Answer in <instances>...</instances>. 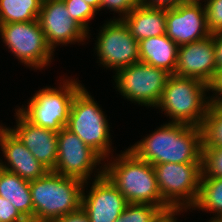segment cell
Returning <instances> with one entry per match:
<instances>
[{
  "instance_id": "83f0119b",
  "label": "cell",
  "mask_w": 222,
  "mask_h": 222,
  "mask_svg": "<svg viewBox=\"0 0 222 222\" xmlns=\"http://www.w3.org/2000/svg\"><path fill=\"white\" fill-rule=\"evenodd\" d=\"M141 3V0H101L100 10L106 8L107 10L114 11V13H118V16L113 19H123L129 13L133 11L135 7H137Z\"/></svg>"
},
{
  "instance_id": "7a4b0ae2",
  "label": "cell",
  "mask_w": 222,
  "mask_h": 222,
  "mask_svg": "<svg viewBox=\"0 0 222 222\" xmlns=\"http://www.w3.org/2000/svg\"><path fill=\"white\" fill-rule=\"evenodd\" d=\"M109 159L107 164L104 163V174L127 203H147L161 208L168 206L161 197L155 169L150 163L138 158L128 148L108 162Z\"/></svg>"
},
{
  "instance_id": "f1b7e54d",
  "label": "cell",
  "mask_w": 222,
  "mask_h": 222,
  "mask_svg": "<svg viewBox=\"0 0 222 222\" xmlns=\"http://www.w3.org/2000/svg\"><path fill=\"white\" fill-rule=\"evenodd\" d=\"M0 222H28L9 200L0 196Z\"/></svg>"
},
{
  "instance_id": "4dcf8cb0",
  "label": "cell",
  "mask_w": 222,
  "mask_h": 222,
  "mask_svg": "<svg viewBox=\"0 0 222 222\" xmlns=\"http://www.w3.org/2000/svg\"><path fill=\"white\" fill-rule=\"evenodd\" d=\"M209 91L213 93V95L210 96V103L221 105L222 104V69L217 71L214 80L209 85Z\"/></svg>"
},
{
  "instance_id": "cb8c5ba5",
  "label": "cell",
  "mask_w": 222,
  "mask_h": 222,
  "mask_svg": "<svg viewBox=\"0 0 222 222\" xmlns=\"http://www.w3.org/2000/svg\"><path fill=\"white\" fill-rule=\"evenodd\" d=\"M160 209V206L147 203H127L114 222H153Z\"/></svg>"
},
{
  "instance_id": "52a82bcc",
  "label": "cell",
  "mask_w": 222,
  "mask_h": 222,
  "mask_svg": "<svg viewBox=\"0 0 222 222\" xmlns=\"http://www.w3.org/2000/svg\"><path fill=\"white\" fill-rule=\"evenodd\" d=\"M0 36L13 56L31 69L43 70L54 58L38 19L0 24Z\"/></svg>"
},
{
  "instance_id": "7c38bea8",
  "label": "cell",
  "mask_w": 222,
  "mask_h": 222,
  "mask_svg": "<svg viewBox=\"0 0 222 222\" xmlns=\"http://www.w3.org/2000/svg\"><path fill=\"white\" fill-rule=\"evenodd\" d=\"M38 21L53 51L60 44L81 43L90 38V33L70 17L63 0H43Z\"/></svg>"
},
{
  "instance_id": "d6a6232c",
  "label": "cell",
  "mask_w": 222,
  "mask_h": 222,
  "mask_svg": "<svg viewBox=\"0 0 222 222\" xmlns=\"http://www.w3.org/2000/svg\"><path fill=\"white\" fill-rule=\"evenodd\" d=\"M53 222H90V220L82 207H80L74 212L55 219Z\"/></svg>"
},
{
  "instance_id": "8fae6325",
  "label": "cell",
  "mask_w": 222,
  "mask_h": 222,
  "mask_svg": "<svg viewBox=\"0 0 222 222\" xmlns=\"http://www.w3.org/2000/svg\"><path fill=\"white\" fill-rule=\"evenodd\" d=\"M57 142L58 151L54 172L78 178L84 182L91 179L93 172L95 179L104 174V160L66 127L58 132ZM98 165L100 169L96 168Z\"/></svg>"
},
{
  "instance_id": "d590c367",
  "label": "cell",
  "mask_w": 222,
  "mask_h": 222,
  "mask_svg": "<svg viewBox=\"0 0 222 222\" xmlns=\"http://www.w3.org/2000/svg\"><path fill=\"white\" fill-rule=\"evenodd\" d=\"M189 1H191V2H200L201 1V3H203L202 0H189ZM204 1H206V0H204Z\"/></svg>"
},
{
  "instance_id": "3957f363",
  "label": "cell",
  "mask_w": 222,
  "mask_h": 222,
  "mask_svg": "<svg viewBox=\"0 0 222 222\" xmlns=\"http://www.w3.org/2000/svg\"><path fill=\"white\" fill-rule=\"evenodd\" d=\"M84 183L54 171L30 181L34 222H53L79 209Z\"/></svg>"
},
{
  "instance_id": "4fadbf2b",
  "label": "cell",
  "mask_w": 222,
  "mask_h": 222,
  "mask_svg": "<svg viewBox=\"0 0 222 222\" xmlns=\"http://www.w3.org/2000/svg\"><path fill=\"white\" fill-rule=\"evenodd\" d=\"M166 35L178 46L212 35L208 29L204 4L187 1L177 7L166 8Z\"/></svg>"
},
{
  "instance_id": "4316f807",
  "label": "cell",
  "mask_w": 222,
  "mask_h": 222,
  "mask_svg": "<svg viewBox=\"0 0 222 222\" xmlns=\"http://www.w3.org/2000/svg\"><path fill=\"white\" fill-rule=\"evenodd\" d=\"M207 16V25L211 34L222 31V0L203 1Z\"/></svg>"
},
{
  "instance_id": "9a60e30c",
  "label": "cell",
  "mask_w": 222,
  "mask_h": 222,
  "mask_svg": "<svg viewBox=\"0 0 222 222\" xmlns=\"http://www.w3.org/2000/svg\"><path fill=\"white\" fill-rule=\"evenodd\" d=\"M217 73L213 35L178 47L175 74L210 85Z\"/></svg>"
},
{
  "instance_id": "2e32d148",
  "label": "cell",
  "mask_w": 222,
  "mask_h": 222,
  "mask_svg": "<svg viewBox=\"0 0 222 222\" xmlns=\"http://www.w3.org/2000/svg\"><path fill=\"white\" fill-rule=\"evenodd\" d=\"M15 110L16 128H8L43 166L53 171L57 161L58 132L32 124L17 109Z\"/></svg>"
},
{
  "instance_id": "d6986e66",
  "label": "cell",
  "mask_w": 222,
  "mask_h": 222,
  "mask_svg": "<svg viewBox=\"0 0 222 222\" xmlns=\"http://www.w3.org/2000/svg\"><path fill=\"white\" fill-rule=\"evenodd\" d=\"M178 45L166 34L139 41L140 62L175 74Z\"/></svg>"
},
{
  "instance_id": "ba28073f",
  "label": "cell",
  "mask_w": 222,
  "mask_h": 222,
  "mask_svg": "<svg viewBox=\"0 0 222 222\" xmlns=\"http://www.w3.org/2000/svg\"><path fill=\"white\" fill-rule=\"evenodd\" d=\"M170 73L143 62L116 71V91L125 99L144 107L158 104Z\"/></svg>"
},
{
  "instance_id": "9c48e42d",
  "label": "cell",
  "mask_w": 222,
  "mask_h": 222,
  "mask_svg": "<svg viewBox=\"0 0 222 222\" xmlns=\"http://www.w3.org/2000/svg\"><path fill=\"white\" fill-rule=\"evenodd\" d=\"M163 201L168 206L193 207L199 194L202 163L153 165Z\"/></svg>"
},
{
  "instance_id": "8d00e7d4",
  "label": "cell",
  "mask_w": 222,
  "mask_h": 222,
  "mask_svg": "<svg viewBox=\"0 0 222 222\" xmlns=\"http://www.w3.org/2000/svg\"><path fill=\"white\" fill-rule=\"evenodd\" d=\"M209 222H222V221H218V220H209Z\"/></svg>"
},
{
  "instance_id": "ffe728a7",
  "label": "cell",
  "mask_w": 222,
  "mask_h": 222,
  "mask_svg": "<svg viewBox=\"0 0 222 222\" xmlns=\"http://www.w3.org/2000/svg\"><path fill=\"white\" fill-rule=\"evenodd\" d=\"M0 196L9 200L28 222H34L30 181L0 168Z\"/></svg>"
},
{
  "instance_id": "ac0fdd59",
  "label": "cell",
  "mask_w": 222,
  "mask_h": 222,
  "mask_svg": "<svg viewBox=\"0 0 222 222\" xmlns=\"http://www.w3.org/2000/svg\"><path fill=\"white\" fill-rule=\"evenodd\" d=\"M122 20L138 42L166 34V8L148 7L140 3Z\"/></svg>"
},
{
  "instance_id": "5b68a950",
  "label": "cell",
  "mask_w": 222,
  "mask_h": 222,
  "mask_svg": "<svg viewBox=\"0 0 222 222\" xmlns=\"http://www.w3.org/2000/svg\"><path fill=\"white\" fill-rule=\"evenodd\" d=\"M96 102L83 86L74 96L66 128L105 161L112 153V136L107 115Z\"/></svg>"
},
{
  "instance_id": "836d02e7",
  "label": "cell",
  "mask_w": 222,
  "mask_h": 222,
  "mask_svg": "<svg viewBox=\"0 0 222 222\" xmlns=\"http://www.w3.org/2000/svg\"><path fill=\"white\" fill-rule=\"evenodd\" d=\"M212 35L215 46V63L218 71L222 69V31Z\"/></svg>"
},
{
  "instance_id": "6da1fadb",
  "label": "cell",
  "mask_w": 222,
  "mask_h": 222,
  "mask_svg": "<svg viewBox=\"0 0 222 222\" xmlns=\"http://www.w3.org/2000/svg\"><path fill=\"white\" fill-rule=\"evenodd\" d=\"M129 147L152 166L161 163H202L203 127L166 122Z\"/></svg>"
},
{
  "instance_id": "277c9868",
  "label": "cell",
  "mask_w": 222,
  "mask_h": 222,
  "mask_svg": "<svg viewBox=\"0 0 222 222\" xmlns=\"http://www.w3.org/2000/svg\"><path fill=\"white\" fill-rule=\"evenodd\" d=\"M209 85L190 77L170 74L155 108L169 116V122L203 127L210 106Z\"/></svg>"
},
{
  "instance_id": "e575fe53",
  "label": "cell",
  "mask_w": 222,
  "mask_h": 222,
  "mask_svg": "<svg viewBox=\"0 0 222 222\" xmlns=\"http://www.w3.org/2000/svg\"><path fill=\"white\" fill-rule=\"evenodd\" d=\"M87 4H90L94 7L98 12L100 10L101 0H84Z\"/></svg>"
},
{
  "instance_id": "d4e9b609",
  "label": "cell",
  "mask_w": 222,
  "mask_h": 222,
  "mask_svg": "<svg viewBox=\"0 0 222 222\" xmlns=\"http://www.w3.org/2000/svg\"><path fill=\"white\" fill-rule=\"evenodd\" d=\"M70 17L80 24L89 33V21L94 20L97 10L84 0H63Z\"/></svg>"
},
{
  "instance_id": "5bb4252c",
  "label": "cell",
  "mask_w": 222,
  "mask_h": 222,
  "mask_svg": "<svg viewBox=\"0 0 222 222\" xmlns=\"http://www.w3.org/2000/svg\"><path fill=\"white\" fill-rule=\"evenodd\" d=\"M93 180L88 191H85V187L89 181L84 183L81 207L90 222H114L123 212L127 201L105 174Z\"/></svg>"
},
{
  "instance_id": "e0dca14e",
  "label": "cell",
  "mask_w": 222,
  "mask_h": 222,
  "mask_svg": "<svg viewBox=\"0 0 222 222\" xmlns=\"http://www.w3.org/2000/svg\"><path fill=\"white\" fill-rule=\"evenodd\" d=\"M0 149L6 160L3 162L0 159V168L15 173L24 180H36L49 171L33 156L17 136L2 124L0 125Z\"/></svg>"
},
{
  "instance_id": "44dd1931",
  "label": "cell",
  "mask_w": 222,
  "mask_h": 222,
  "mask_svg": "<svg viewBox=\"0 0 222 222\" xmlns=\"http://www.w3.org/2000/svg\"><path fill=\"white\" fill-rule=\"evenodd\" d=\"M193 210L213 213L210 220L222 221V178L201 177L199 194Z\"/></svg>"
},
{
  "instance_id": "603a6c76",
  "label": "cell",
  "mask_w": 222,
  "mask_h": 222,
  "mask_svg": "<svg viewBox=\"0 0 222 222\" xmlns=\"http://www.w3.org/2000/svg\"><path fill=\"white\" fill-rule=\"evenodd\" d=\"M203 148L222 147V106L210 104L203 125Z\"/></svg>"
},
{
  "instance_id": "7402d4cb",
  "label": "cell",
  "mask_w": 222,
  "mask_h": 222,
  "mask_svg": "<svg viewBox=\"0 0 222 222\" xmlns=\"http://www.w3.org/2000/svg\"><path fill=\"white\" fill-rule=\"evenodd\" d=\"M43 0H0V24L37 20Z\"/></svg>"
},
{
  "instance_id": "1f68e13d",
  "label": "cell",
  "mask_w": 222,
  "mask_h": 222,
  "mask_svg": "<svg viewBox=\"0 0 222 222\" xmlns=\"http://www.w3.org/2000/svg\"><path fill=\"white\" fill-rule=\"evenodd\" d=\"M189 0H141V4L148 7L174 8Z\"/></svg>"
},
{
  "instance_id": "484cf974",
  "label": "cell",
  "mask_w": 222,
  "mask_h": 222,
  "mask_svg": "<svg viewBox=\"0 0 222 222\" xmlns=\"http://www.w3.org/2000/svg\"><path fill=\"white\" fill-rule=\"evenodd\" d=\"M201 177L222 178V147L203 148Z\"/></svg>"
},
{
  "instance_id": "8992f818",
  "label": "cell",
  "mask_w": 222,
  "mask_h": 222,
  "mask_svg": "<svg viewBox=\"0 0 222 222\" xmlns=\"http://www.w3.org/2000/svg\"><path fill=\"white\" fill-rule=\"evenodd\" d=\"M59 88H45L36 91L26 107L18 111L32 124L59 132L66 127L75 94L84 86L74 78L63 79Z\"/></svg>"
},
{
  "instance_id": "f546056e",
  "label": "cell",
  "mask_w": 222,
  "mask_h": 222,
  "mask_svg": "<svg viewBox=\"0 0 222 222\" xmlns=\"http://www.w3.org/2000/svg\"><path fill=\"white\" fill-rule=\"evenodd\" d=\"M188 209L191 210L192 208L186 206H167L161 208L154 217L153 222H178L175 216L181 215L180 213L188 211Z\"/></svg>"
},
{
  "instance_id": "30bf717a",
  "label": "cell",
  "mask_w": 222,
  "mask_h": 222,
  "mask_svg": "<svg viewBox=\"0 0 222 222\" xmlns=\"http://www.w3.org/2000/svg\"><path fill=\"white\" fill-rule=\"evenodd\" d=\"M100 28L94 43V51L99 57L97 63L116 72L140 61L139 42L122 19L110 18Z\"/></svg>"
}]
</instances>
